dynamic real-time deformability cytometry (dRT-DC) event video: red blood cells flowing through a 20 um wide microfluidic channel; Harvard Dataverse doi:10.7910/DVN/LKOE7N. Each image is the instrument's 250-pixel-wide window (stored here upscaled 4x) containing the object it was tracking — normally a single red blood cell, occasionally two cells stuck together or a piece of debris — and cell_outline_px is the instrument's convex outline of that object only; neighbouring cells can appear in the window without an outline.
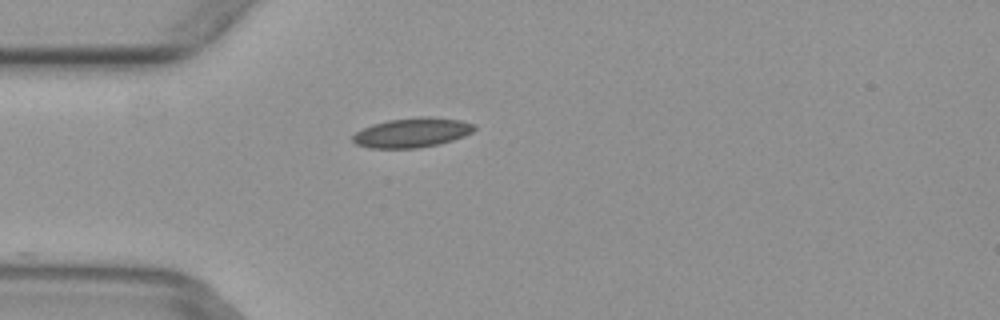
{"species": "common noctule bat (a hibernating species)", "species_latin": "Nyctalus noctula", "temperature_condition": "warm", "stored_images_in_passage": 2, "camera_frame_rate_fps": 3000, "um_per_image_px": 0.085, "animal": {"sex": "female", "body_mass_g": 29.2, "forearm_length_mm": 56.3}, "frame": {"image": 1, "passage_image": 2, "time_ms": 0.333, "image_size_px": [1000, 320], "cell_outline_px": [[476, 128], [472, 132], [464, 136], [452, 140], [436, 144], [416, 148], [368, 148], [356, 144], [352, 140], [352, 136], [356, 132], [372, 124], [388, 120], [420, 116], [432, 116], [460, 120], [476, 124]], "centroid_in_image_um": [35.03, 11.26], "position_along_channel_um": 50.0, "area_um2": 20.98}}